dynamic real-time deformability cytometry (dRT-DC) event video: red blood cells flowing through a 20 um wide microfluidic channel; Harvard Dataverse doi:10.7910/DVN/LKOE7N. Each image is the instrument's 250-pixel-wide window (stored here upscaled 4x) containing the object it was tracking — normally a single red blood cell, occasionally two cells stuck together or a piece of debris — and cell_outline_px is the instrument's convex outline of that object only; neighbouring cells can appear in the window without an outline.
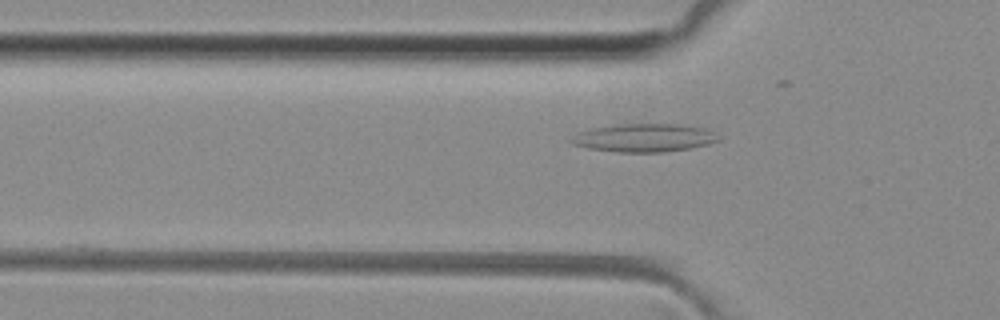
{"species": "common noctule bat (a hibernating species)", "species_latin": "Nyctalus noctula", "temperature_condition": "room temperature", "stored_images_in_passage": 29, "camera_frame_rate_fps": 3000, "um_per_image_px": 0.085, "animal": {"sex": "female", "body_mass_g": 29.2, "forearm_length_mm": 56.3}, "frame": {"image": 1, "passage_image": 5, "time_ms": 1.333, "image_size_px": [1000, 320], "cell_outline_px": [[720, 140], [708, 144], [692, 148], [664, 152], [616, 152], [588, 148], [572, 144], [568, 140], [572, 136], [580, 132], [592, 128], [620, 124], [684, 124], [704, 128], [720, 136]], "centroid_in_image_um": [54.76, 11.71], "position_along_channel_um": 71.0, "area_um2": 24.28}}
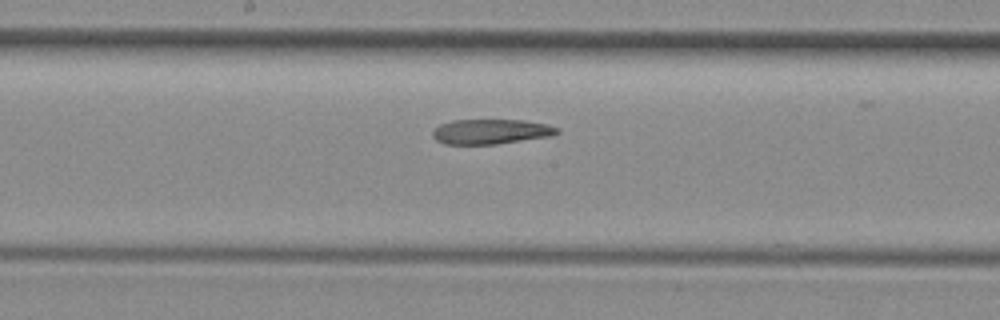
{"frame": {"image": 2, "passage_image": 15, "time_ms": 4.667, "image_size_px": [1000, 320], "cell_outline_px": [[560, 132], [552, 136], [496, 144], [444, 144], [436, 140], [432, 136], [432, 132], [440, 124], [452, 120], [524, 120], [548, 124], [560, 128]], "centroid_in_image_um": [41.76, 11.18], "position_along_channel_um": 206.4, "area_um2": 18.21}}
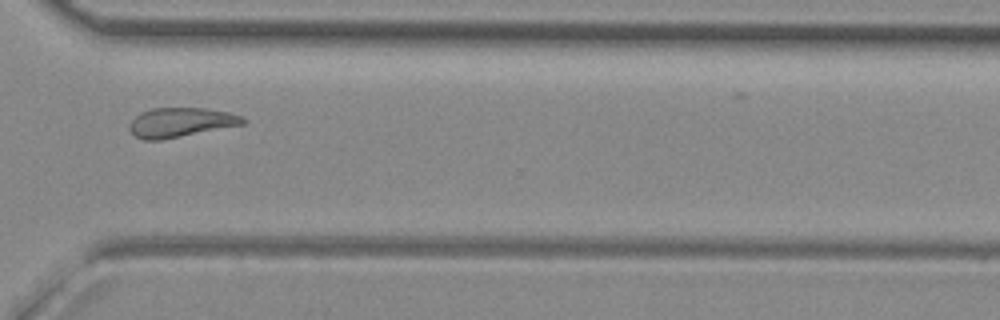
{"frame": {"image": 3, "passage_image": 26, "time_ms": 8.333, "image_size_px": [1000, 320], "cell_outline_px": [[248, 120], [244, 124], [160, 140], [144, 140], [136, 136], [128, 128], [132, 120], [140, 112], [152, 108], [204, 108], [228, 112], [244, 116]], "centroid_in_image_um": [15.38, 10.39], "position_along_channel_um": 355.2, "area_um2": 19.36}}